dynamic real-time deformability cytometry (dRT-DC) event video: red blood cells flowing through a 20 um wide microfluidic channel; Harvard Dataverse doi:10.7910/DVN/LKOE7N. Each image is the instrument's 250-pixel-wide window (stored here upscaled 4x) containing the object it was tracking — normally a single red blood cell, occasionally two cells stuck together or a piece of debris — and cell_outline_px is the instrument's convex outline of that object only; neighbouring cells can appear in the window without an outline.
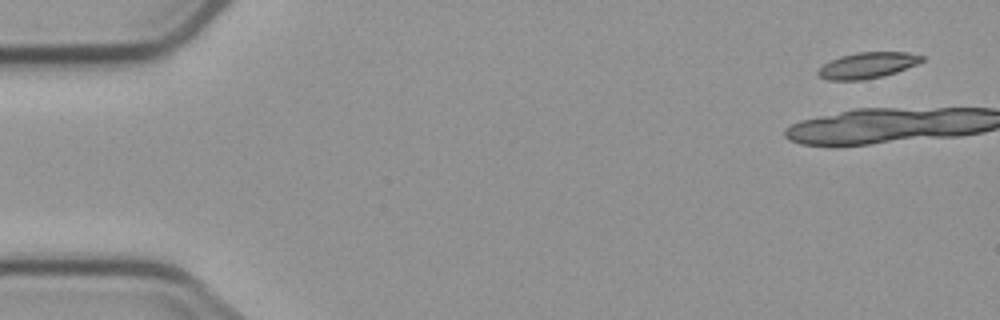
{"species": "common noctule bat (a hibernating species)", "species_latin": "Nyctalus noctula", "temperature_condition": "cold", "stored_images_in_passage": 6, "camera_frame_rate_fps": 3000, "um_per_image_px": 0.085, "animal": {"sex": "male", "body_mass_g": 23.1, "forearm_length_mm": 52.7}, "frame": {"image": 1, "passage_image": 1, "time_ms": 0.0, "image_size_px": [1000, 320], "cell_outline_px": [[924, 60], [916, 64], [896, 72], [884, 76], [864, 80], [828, 80], [820, 76], [816, 72], [824, 64], [840, 56], [856, 52], [908, 52], [924, 56]], "centroid_in_image_um": [73.75, 5.55], "position_along_channel_um": 11.3, "area_um2": 15.66}}
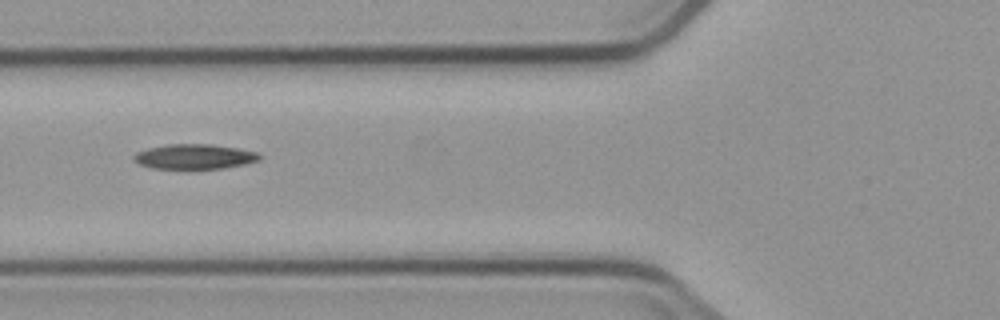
{"frame": {"image": 2, "passage_image": 6, "time_ms": 7.333, "image_size_px": [1000, 320], "cell_outline_px": [[260, 160], [244, 164], [220, 168], [152, 168], [140, 164], [132, 160], [132, 156], [136, 152], [148, 148], [168, 144], [212, 144], [236, 148], [256, 152], [260, 156]], "centroid_in_image_um": [16.48, 13.3], "position_along_channel_um": 109.3, "area_um2": 18.03}}